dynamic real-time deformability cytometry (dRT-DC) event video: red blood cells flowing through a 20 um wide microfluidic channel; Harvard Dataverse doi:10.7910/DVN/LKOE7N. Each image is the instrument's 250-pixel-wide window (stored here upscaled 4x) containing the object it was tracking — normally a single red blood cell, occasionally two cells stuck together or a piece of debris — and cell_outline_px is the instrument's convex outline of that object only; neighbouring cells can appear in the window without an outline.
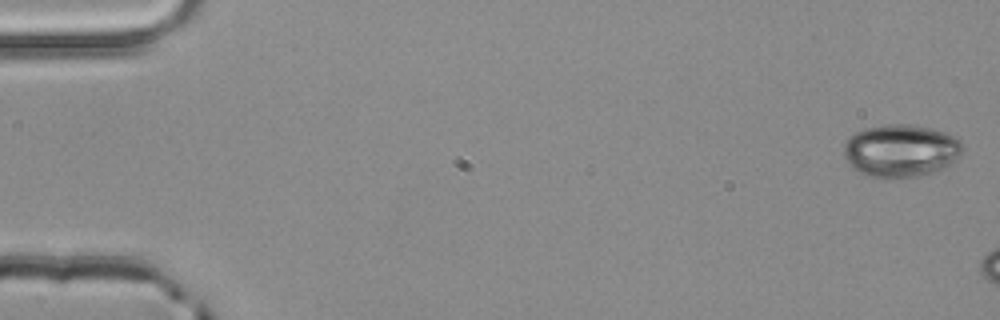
{"species": "common noctule bat (a hibernating species)", "species_latin": "Nyctalus noctula", "temperature_condition": "room temperature", "stored_images_in_passage": 3, "camera_frame_rate_fps": 3000, "um_per_image_px": 0.085, "animal": {"sex": "male", "body_mass_g": 20.4}, "frame": {"image": 1, "passage_image": 1, "time_ms": 0.0, "image_size_px": [1000, 320], "cell_outline_px": [[960, 152], [956, 160], [944, 168], [936, 172], [916, 176], [888, 180], [880, 180], [868, 176], [852, 168], [848, 164], [844, 156], [844, 144], [856, 132], [864, 128], [884, 124], [912, 124], [932, 128], [952, 136], [960, 140]], "centroid_in_image_um": [76.52, 12.84], "position_along_channel_um": 8.5, "area_um2": 36.82}}